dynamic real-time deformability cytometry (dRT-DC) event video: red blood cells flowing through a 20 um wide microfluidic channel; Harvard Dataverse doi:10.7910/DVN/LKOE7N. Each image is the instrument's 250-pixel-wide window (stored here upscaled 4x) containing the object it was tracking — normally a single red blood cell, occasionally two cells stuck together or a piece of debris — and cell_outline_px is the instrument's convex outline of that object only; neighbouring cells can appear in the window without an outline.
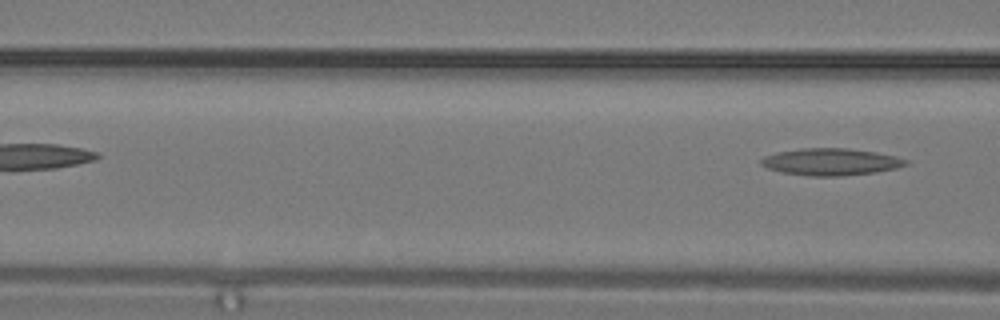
{"species": "common noctule bat (a hibernating species)", "species_latin": "Nyctalus noctula", "temperature_condition": "warm", "stored_images_in_passage": 6, "segment_of_instrument_passage": [2, 2], "camera_frame_rate_fps": 3000, "um_per_image_px": 0.085, "animal": {"sex": "male", "body_mass_g": 19.2, "forearm_length_mm": 51.8}, "frame": {"image": 1, "passage_image": 6, "time_ms": 1.667, "image_size_px": [1000, 320], "cell_outline_px": [[908, 164], [896, 168], [876, 172], [840, 176], [808, 176], [780, 172], [768, 168], [760, 164], [760, 160], [764, 156], [776, 152], [800, 148], [848, 148], [896, 156], [908, 160]], "centroid_in_image_um": [70.58, 13.76], "position_along_channel_um": 96.0, "area_um2": 22.77}}